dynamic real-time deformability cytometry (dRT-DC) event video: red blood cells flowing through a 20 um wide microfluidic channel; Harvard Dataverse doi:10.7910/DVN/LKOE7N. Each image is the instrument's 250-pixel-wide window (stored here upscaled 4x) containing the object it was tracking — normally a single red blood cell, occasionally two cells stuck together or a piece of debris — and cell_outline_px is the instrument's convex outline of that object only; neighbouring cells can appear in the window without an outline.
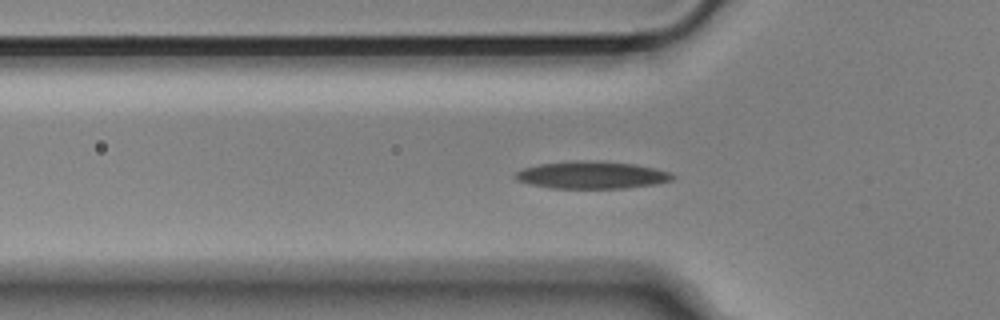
{"species": "Egyptian fruit bat (a non-hibernating species)", "species_latin": "Rousettus aegyptiacus", "temperature_condition": "cold", "stored_images_in_passage": 47, "camera_frame_rate_fps": 3000, "um_per_image_px": 0.085, "animal": {"sex": "male"}, "frame": {"image": 1, "passage_image": 16, "time_ms": 5.0, "image_size_px": [1000, 320], "cell_outline_px": [[676, 176], [672, 180], [656, 184], [624, 188], [552, 188], [528, 184], [516, 180], [512, 176], [516, 172], [524, 168], [540, 164], [632, 164], [672, 172]], "centroid_in_image_um": [50.31, 14.95], "position_along_channel_um": 75.5, "area_um2": 23.52}}
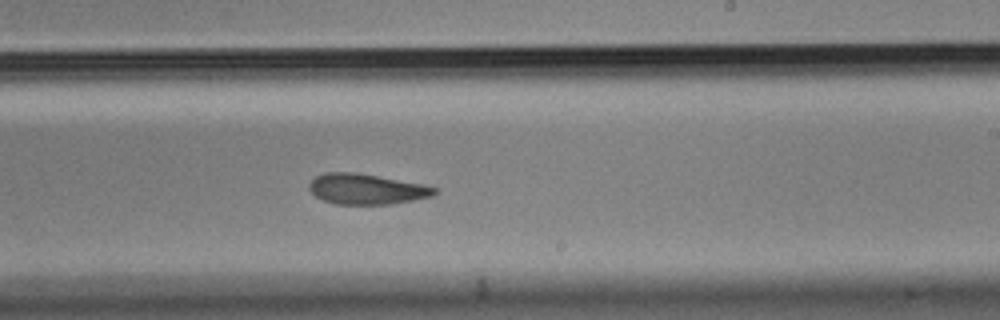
{"frame": {"image": 2, "passage_image": 31, "time_ms": 10.0, "image_size_px": [1000, 320], "cell_outline_px": [[440, 192], [432, 196], [392, 204], [336, 204], [324, 200], [316, 196], [308, 188], [308, 184], [316, 176], [324, 172], [356, 172], [424, 184], [436, 188]], "centroid_in_image_um": [31.16, 16.06], "position_along_channel_um": 257.8, "area_um2": 22.31}}
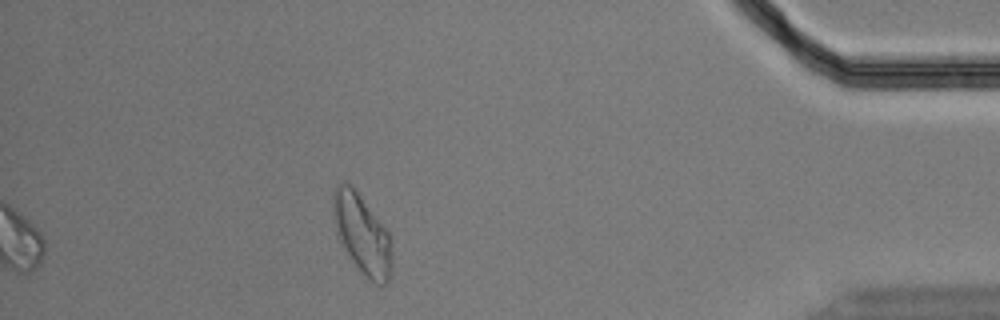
{"frame": {"image": 3, "passage_image": 47, "time_ms": 15.333, "image_size_px": [1000, 320], "cell_outline_px": [[392, 272], [388, 280], [384, 284], [376, 284], [364, 276], [352, 260], [336, 236], [332, 208], [336, 184], [344, 180], [356, 192], [388, 232], [392, 256]], "centroid_in_image_um": [30.76, 19.95], "position_along_channel_um": 404.4, "area_um2": 26.76}, "authors_computed_cell_mechanics": {"area_um2": 23.2356, "velocity_mm_per_s": 3.6322, "shape_relaxation_time_tau1_ms": 3.5083, "shape_relaxation_time_tau2_ms": 4.163, "deformation_change_tau1": 0.1558, "deformation_change_tau2": 0.1244}}